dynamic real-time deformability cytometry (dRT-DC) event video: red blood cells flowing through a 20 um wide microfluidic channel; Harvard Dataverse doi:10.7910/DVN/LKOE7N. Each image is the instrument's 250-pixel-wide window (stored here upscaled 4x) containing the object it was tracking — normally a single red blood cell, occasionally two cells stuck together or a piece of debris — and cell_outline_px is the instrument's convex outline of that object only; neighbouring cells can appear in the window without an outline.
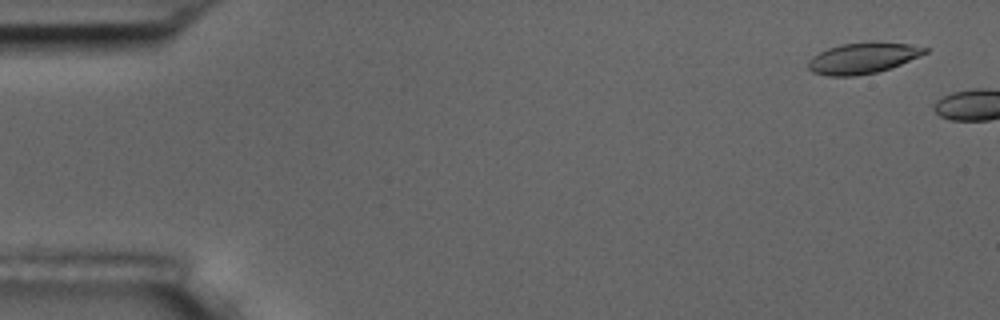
{"species": "common noctule bat (a hibernating species)", "species_latin": "Nyctalus noctula", "temperature_condition": "room temperature", "stored_images_in_passage": 2, "camera_frame_rate_fps": 3000, "um_per_image_px": 0.085, "animal": {"sex": "male", "body_mass_g": 17.5, "forearm_length_mm": 52.3}, "frame": {"image": 1, "passage_image": 1, "time_ms": 0.0, "image_size_px": [1000, 320], "cell_outline_px": [[928, 52], [900, 64], [876, 72], [856, 76], [828, 76], [812, 72], [808, 68], [808, 60], [812, 56], [828, 48], [840, 44], [872, 40], [908, 44], [928, 48]], "centroid_in_image_um": [73.31, 4.92], "position_along_channel_um": 11.7, "area_um2": 21.21}}